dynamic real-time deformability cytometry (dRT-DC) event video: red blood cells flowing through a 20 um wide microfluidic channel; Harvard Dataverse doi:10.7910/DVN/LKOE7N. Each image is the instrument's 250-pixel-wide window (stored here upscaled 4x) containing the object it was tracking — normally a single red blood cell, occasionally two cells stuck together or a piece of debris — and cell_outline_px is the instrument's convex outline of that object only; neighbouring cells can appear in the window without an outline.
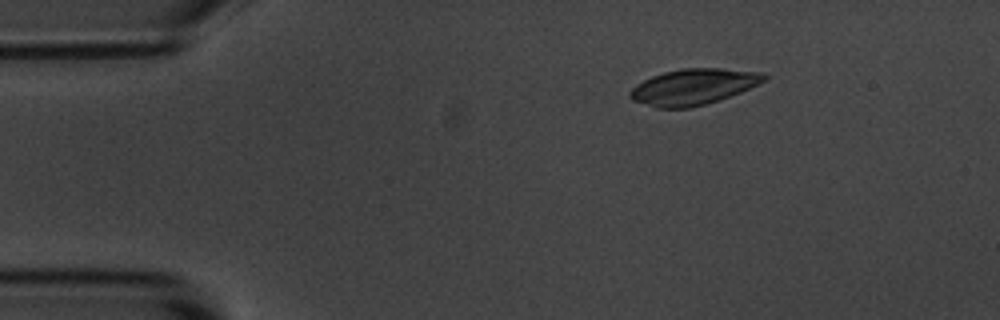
{"species": "common noctule bat (a hibernating species)", "species_latin": "Nyctalus noctula", "temperature_condition": "room temperature", "stored_images_in_passage": 55, "camera_frame_rate_fps": 3000, "um_per_image_px": 0.085, "animal": {"sex": "male", "body_mass_g": 20.1, "forearm_length_mm": 53.5}, "frame": {"image": 1, "passage_image": 9, "time_ms": 2.667, "image_size_px": [1000, 320], "cell_outline_px": [[768, 76], [764, 80], [740, 92], [704, 104], [688, 108], [656, 108], [632, 100], [628, 96], [628, 92], [636, 84], [652, 76], [664, 72], [684, 68], [720, 68], [760, 72]], "centroid_in_image_um": [58.87, 7.37], "position_along_channel_um": 26.1, "area_um2": 27.69}}
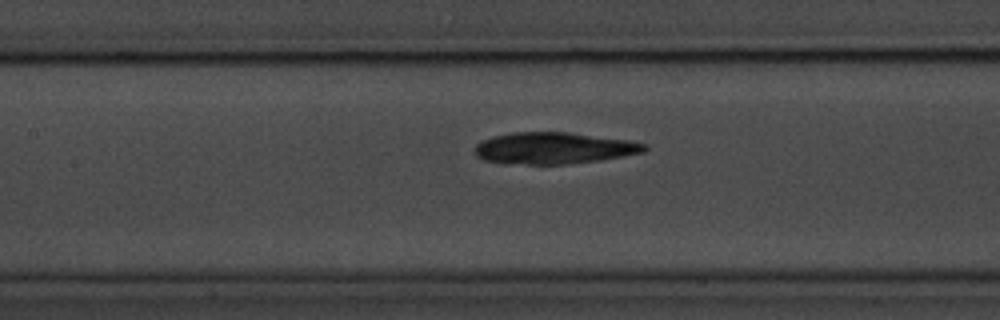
{"frame": {"image": 2, "passage_image": 25, "time_ms": 8.0, "image_size_px": [1000, 320], "cell_outline_px": [[648, 148], [644, 152], [600, 160], [568, 164], [504, 164], [484, 160], [476, 156], [476, 144], [492, 136], [512, 132], [568, 132], [628, 140], [648, 144]], "centroid_in_image_um": [47.07, 12.59], "position_along_channel_um": 160.3, "area_um2": 31.33}}
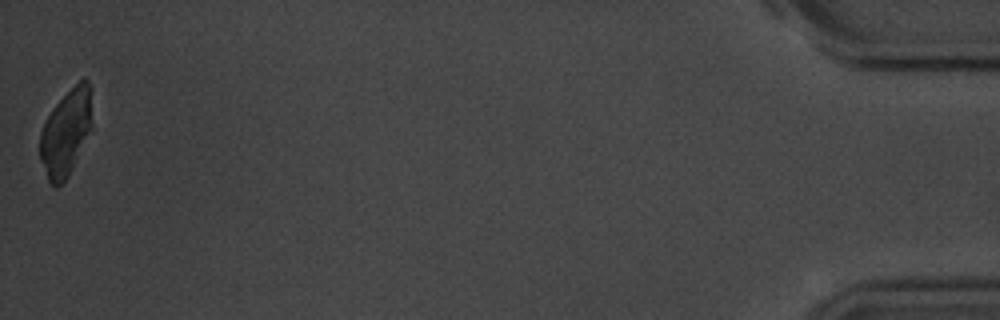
{"frame": {"image": 3, "passage_image": 55, "time_ms": 18.0, "image_size_px": [1000, 320], "cell_outline_px": [[92, 128], [68, 176], [56, 188], [52, 188], [48, 180], [40, 160], [40, 132], [52, 108], [84, 76], [88, 80], [92, 88]], "centroid_in_image_um": [5.63, 11.25], "position_along_channel_um": 429.6, "area_um2": 26.36}}